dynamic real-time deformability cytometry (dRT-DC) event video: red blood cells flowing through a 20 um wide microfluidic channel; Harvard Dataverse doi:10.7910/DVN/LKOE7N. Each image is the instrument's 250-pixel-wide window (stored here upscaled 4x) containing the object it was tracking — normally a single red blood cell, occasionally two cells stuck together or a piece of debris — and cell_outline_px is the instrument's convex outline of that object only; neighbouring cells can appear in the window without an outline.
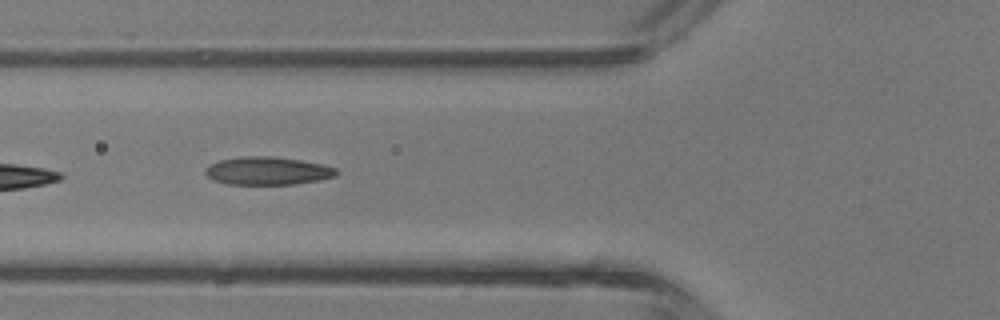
{"species": "common noctule bat (a hibernating species)", "species_latin": "Nyctalus noctula", "temperature_condition": "room temperature", "stored_images_in_passage": 7, "camera_frame_rate_fps": 3000, "um_per_image_px": 0.085, "animal": {"sex": "male", "body_mass_g": 13.3}, "frame": {"image": 1, "passage_image": 5, "time_ms": 4.667, "image_size_px": [1000, 320], "cell_outline_px": [[340, 172], [336, 176], [320, 180], [296, 184], [228, 184], [212, 180], [204, 172], [212, 164], [220, 160], [240, 156], [272, 156], [300, 160], [320, 164], [336, 168]], "centroid_in_image_um": [22.78, 14.52], "position_along_channel_um": 103.0, "area_um2": 21.33}}
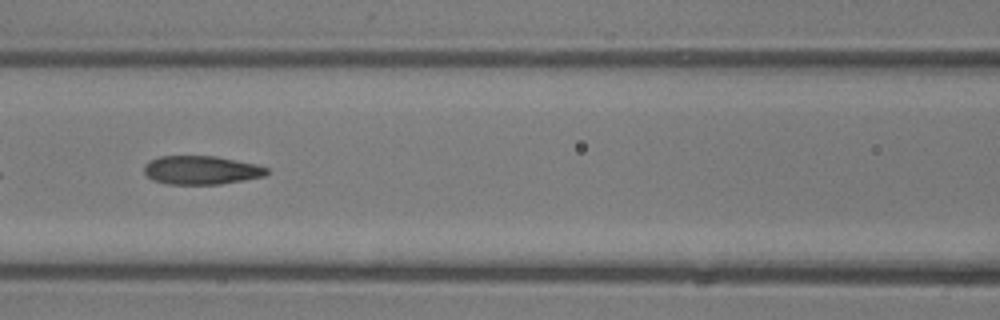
{"frame": {"image": 2, "passage_image": 6, "time_ms": 5.667, "image_size_px": [1000, 320], "cell_outline_px": [[268, 172], [264, 176], [244, 180], [220, 184], [168, 184], [152, 180], [144, 172], [144, 164], [148, 160], [160, 156], [216, 156], [256, 164], [268, 168]], "centroid_in_image_um": [17.08, 14.45], "position_along_channel_um": 149.5, "area_um2": 20.52}}
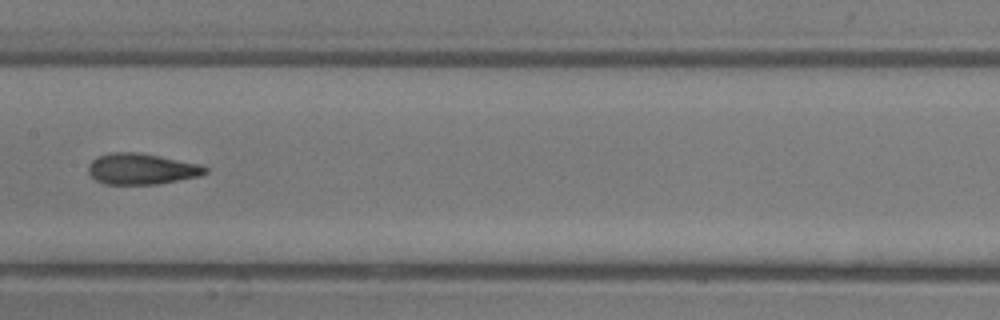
{"frame": {"image": 3, "passage_image": 7, "time_ms": 6.667, "image_size_px": [1000, 320], "cell_outline_px": [[208, 172], [200, 176], [160, 184], [104, 184], [96, 180], [88, 172], [88, 164], [92, 160], [100, 156], [112, 152], [136, 152], [160, 156], [200, 164], [208, 168]], "centroid_in_image_um": [12.05, 14.36], "position_along_channel_um": 195.3, "area_um2": 21.15}}